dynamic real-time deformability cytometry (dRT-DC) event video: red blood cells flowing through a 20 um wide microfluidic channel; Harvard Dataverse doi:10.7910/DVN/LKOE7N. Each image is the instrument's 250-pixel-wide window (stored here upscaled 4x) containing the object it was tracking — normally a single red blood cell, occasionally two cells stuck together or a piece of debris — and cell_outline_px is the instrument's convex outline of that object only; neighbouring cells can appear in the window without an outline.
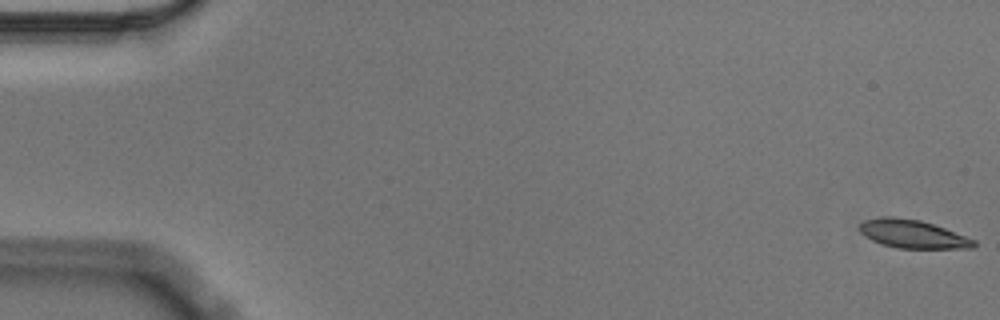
{"species": "Egyptian fruit bat (a non-hibernating species)", "species_latin": "Rousettus aegyptiacus", "temperature_condition": "cold", "stored_images_in_passage": 58, "camera_frame_rate_fps": 3000, "um_per_image_px": 0.085, "animal": {"sex": "male"}, "frame": {"image": 1, "passage_image": 1, "time_ms": 0.0, "image_size_px": [1000, 320], "cell_outline_px": [[976, 248], [896, 248], [880, 244], [864, 236], [860, 232], [860, 224], [864, 220], [884, 216], [892, 216], [920, 220], [944, 228], [976, 240]], "centroid_in_image_um": [77.56, 19.89], "position_along_channel_um": 7.4, "area_um2": 18.84}}
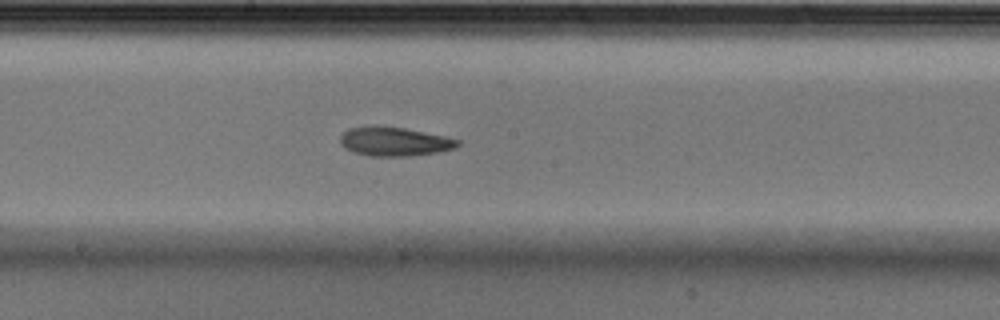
{"frame": {"image": 2, "passage_image": 31, "time_ms": 10.0, "image_size_px": [1000, 320], "cell_outline_px": [[460, 144], [456, 148], [440, 152], [412, 156], [368, 156], [352, 152], [344, 148], [340, 144], [340, 136], [348, 128], [372, 124], [376, 124], [404, 128], [444, 136], [460, 140]], "centroid_in_image_um": [33.49, 12.02], "position_along_channel_um": 214.7, "area_um2": 20.35}}
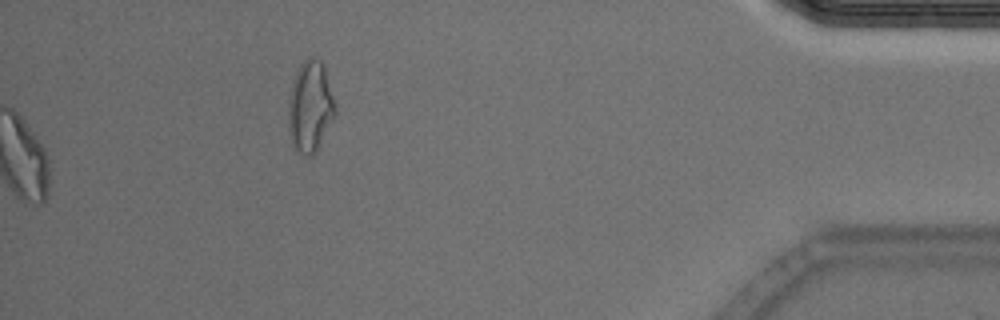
{"frame": {"image": 3, "passage_image": 58, "time_ms": 19.0, "image_size_px": [1000, 320], "cell_outline_px": [[336, 112], [316, 152], [312, 156], [304, 156], [292, 144], [288, 120], [288, 96], [296, 72], [300, 64], [308, 56], [312, 56], [320, 60], [324, 68], [336, 108]], "centroid_in_image_um": [26.35, 9.06], "position_along_channel_um": 408.9, "area_um2": 24.62}, "authors_computed_cell_mechanics": {"area_um2": 19.941, "velocity_mm_per_s": 3.5322, "shape_relaxation_time_tau1_ms": 5.806, "shape_relaxation_time_tau2_ms": 4.0957, "deformation_change_tau1": 0.15, "deformation_change_tau2": 0.1078}}